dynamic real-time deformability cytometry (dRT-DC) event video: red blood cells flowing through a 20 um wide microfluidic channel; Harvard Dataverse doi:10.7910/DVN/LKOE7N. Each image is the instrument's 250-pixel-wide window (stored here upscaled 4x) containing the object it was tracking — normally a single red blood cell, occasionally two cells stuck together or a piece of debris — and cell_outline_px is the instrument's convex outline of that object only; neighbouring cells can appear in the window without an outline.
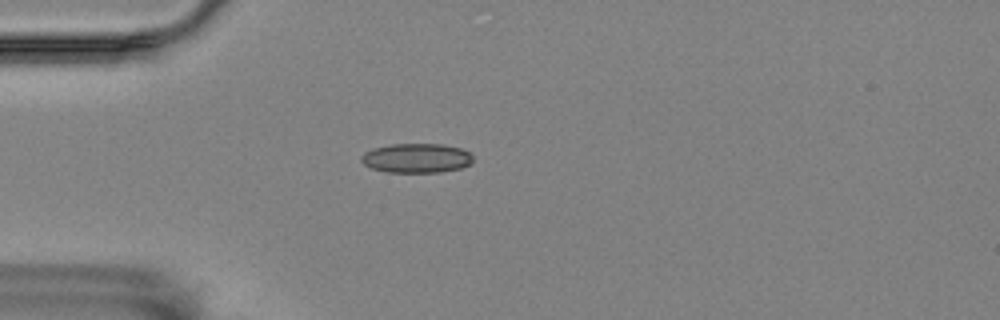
{"species": "Egyptian fruit bat (a non-hibernating species)", "species_latin": "Rousettus aegyptiacus", "temperature_condition": "room temperature", "stored_images_in_passage": 4, "camera_frame_rate_fps": 3000, "um_per_image_px": 0.085, "animal": {"sex": "female"}, "frame": {"image": 1, "passage_image": 4, "time_ms": 1.0, "image_size_px": [1000, 320], "cell_outline_px": [[472, 164], [460, 168], [440, 172], [388, 172], [372, 168], [364, 164], [360, 160], [360, 156], [364, 152], [372, 148], [392, 144], [444, 144], [460, 148], [468, 152], [472, 156]], "centroid_in_image_um": [35.39, 13.43], "position_along_channel_um": 49.6, "area_um2": 19.19}}